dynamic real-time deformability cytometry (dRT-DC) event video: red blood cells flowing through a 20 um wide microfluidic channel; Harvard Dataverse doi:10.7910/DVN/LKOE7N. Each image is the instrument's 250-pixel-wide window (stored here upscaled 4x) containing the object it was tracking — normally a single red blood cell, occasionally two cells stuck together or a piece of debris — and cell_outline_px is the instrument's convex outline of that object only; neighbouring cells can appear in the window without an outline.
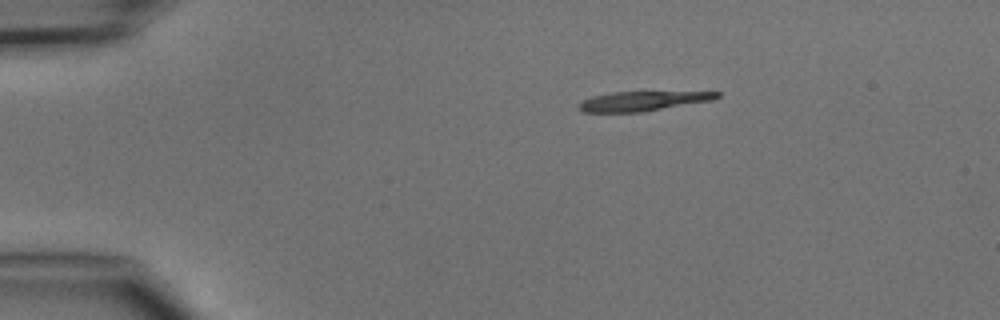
{"species": "common noctule bat (a hibernating species)", "species_latin": "Nyctalus noctula", "temperature_condition": "cold", "stored_images_in_passage": 2, "camera_frame_rate_fps": 3000, "um_per_image_px": 0.085, "animal": {"sex": "male", "body_mass_g": 15.6}, "frame": {"image": 1, "passage_image": 1, "time_ms": 0.0, "image_size_px": [1000, 320], "cell_outline_px": [[720, 96], [712, 100], [644, 112], [584, 112], [576, 108], [576, 104], [592, 96], [612, 92], [720, 92]], "centroid_in_image_um": [54.57, 8.6], "position_along_channel_um": 30.4, "area_um2": 15.72}}